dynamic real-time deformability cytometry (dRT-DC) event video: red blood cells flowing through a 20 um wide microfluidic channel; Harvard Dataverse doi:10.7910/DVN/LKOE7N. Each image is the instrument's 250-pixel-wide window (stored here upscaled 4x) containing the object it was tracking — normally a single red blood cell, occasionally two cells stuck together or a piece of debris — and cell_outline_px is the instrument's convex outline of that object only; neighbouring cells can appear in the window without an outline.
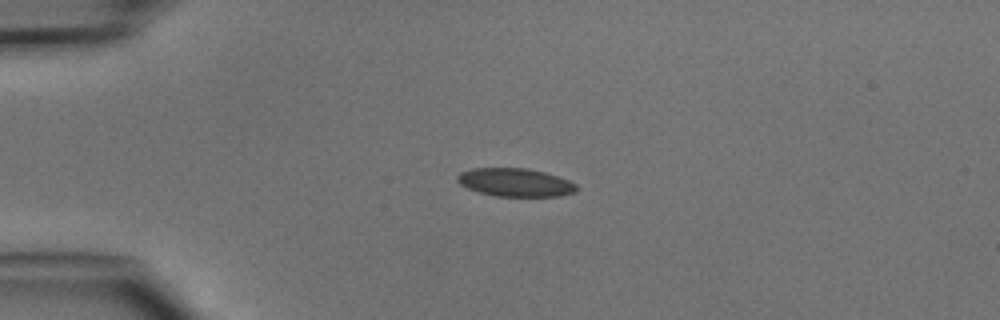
{"species": "common noctule bat (a hibernating species)", "species_latin": "Nyctalus noctula", "temperature_condition": "cold", "stored_images_in_passage": 37, "camera_frame_rate_fps": 3000, "um_per_image_px": 0.085, "animal": {"sex": "male", "body_mass_g": 15.6}, "frame": {"image": 1, "passage_image": 1, "time_ms": 0.0, "image_size_px": [1000, 320], "cell_outline_px": [[580, 188], [576, 192], [560, 196], [496, 196], [480, 192], [468, 188], [460, 184], [456, 180], [456, 176], [460, 172], [472, 168], [528, 168], [544, 172], [568, 180], [576, 184]], "centroid_in_image_um": [43.81, 15.5], "position_along_channel_um": 41.2, "area_um2": 19.65}}
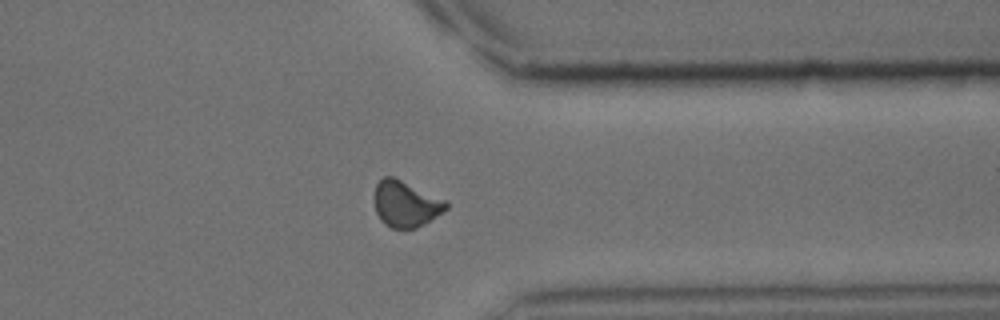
{"frame": {"image": 2, "passage_image": 27, "time_ms": 8.667, "image_size_px": [1000, 320], "cell_outline_px": [[448, 208], [424, 224], [416, 228], [392, 228], [384, 224], [380, 220], [376, 212], [376, 184], [384, 176], [392, 176], [448, 200]], "centroid_in_image_um": [34.52, 17.33], "position_along_channel_um": 376.9, "area_um2": 19.13}}
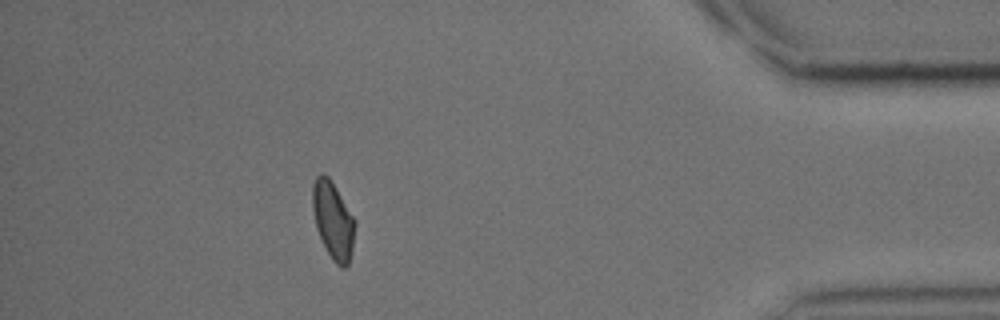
{"frame": {"image": 3, "passage_image": 32, "time_ms": 10.333, "image_size_px": [1000, 320], "cell_outline_px": [[356, 224], [352, 248], [348, 264], [344, 268], [340, 268], [332, 260], [316, 228], [312, 208], [312, 184], [316, 176], [320, 172], [324, 172], [328, 176], [336, 188], [356, 220]], "centroid_in_image_um": [28.3, 18.69], "position_along_channel_um": 406.9, "area_um2": 19.19}}